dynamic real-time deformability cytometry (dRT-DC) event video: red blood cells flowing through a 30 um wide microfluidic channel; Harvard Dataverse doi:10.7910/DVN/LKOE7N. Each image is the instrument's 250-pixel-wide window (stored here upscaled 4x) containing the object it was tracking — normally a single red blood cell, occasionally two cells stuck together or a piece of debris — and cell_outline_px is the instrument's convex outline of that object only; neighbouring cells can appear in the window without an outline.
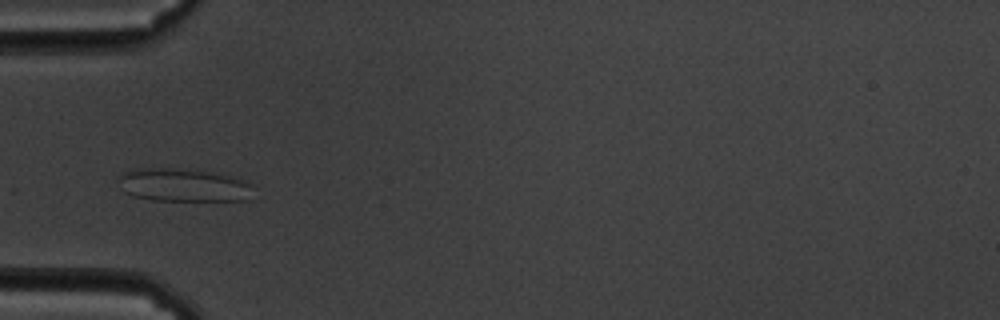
{"species": "common noctule bat (a hibernating species)", "species_latin": "Nyctalus noctula", "temperature_condition": "cold", "stored_images_in_passage": 41, "camera_frame_rate_fps": 3000, "um_per_image_px": 0.085, "animal": {"sex": "male", "body_mass_g": 19.5, "forearm_length_mm": 54.6}, "frame": {"image": 1, "passage_image": 1, "time_ms": 0.0, "image_size_px": [1000, 320], "cell_outline_px": [[252, 184], [248, 200], [152, 200], [132, 196], [124, 192], [120, 188], [116, 176], [120, 172], [136, 168], [172, 168], [204, 172], [228, 176], [244, 180]], "centroid_in_image_um": [15.45, 15.73], "position_along_channel_um": 69.5, "area_um2": 25.89}}
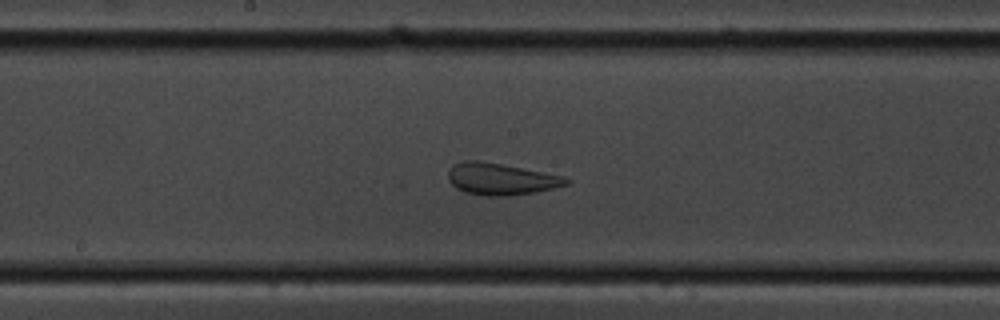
{"frame": {"image": 2, "passage_image": 13, "time_ms": 4.0, "image_size_px": [1000, 320], "cell_outline_px": [[572, 180], [568, 184], [552, 188], [532, 192], [508, 196], [484, 196], [464, 192], [456, 188], [448, 180], [448, 168], [452, 164], [464, 160], [480, 160], [560, 176]], "centroid_in_image_um": [42.47, 15.22], "position_along_channel_um": 205.7, "area_um2": 21.62}}
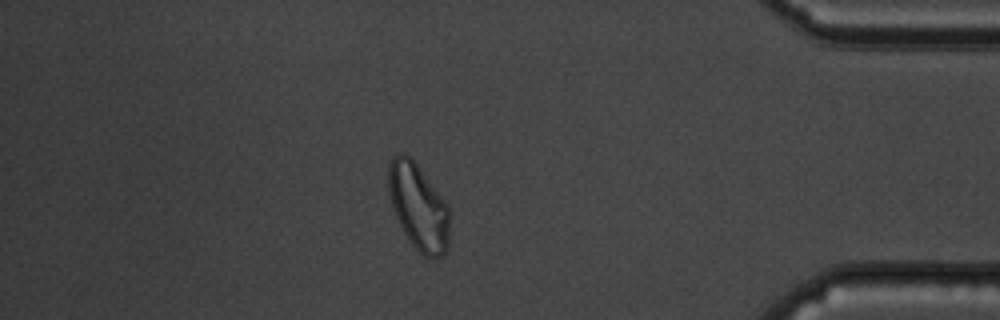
{"frame": {"image": 3, "passage_image": 33, "time_ms": 10.667, "image_size_px": [1000, 320], "cell_outline_px": [[448, 248], [436, 260], [428, 260], [412, 244], [404, 232], [396, 216], [388, 192], [388, 164], [392, 156], [400, 152], [404, 152], [412, 156], [448, 204]], "centroid_in_image_um": [35.55, 17.53], "position_along_channel_um": 399.6, "area_um2": 31.04}, "authors_computed_cell_mechanics": {"area_um2": 23.5246, "velocity_mm_per_s": 3.4145, "shape_relaxation_time_tau1_ms": null, "shape_relaxation_time_tau2_ms": 0.7331, "deformation_change_tau1": null, "deformation_change_tau2": 0.077}}